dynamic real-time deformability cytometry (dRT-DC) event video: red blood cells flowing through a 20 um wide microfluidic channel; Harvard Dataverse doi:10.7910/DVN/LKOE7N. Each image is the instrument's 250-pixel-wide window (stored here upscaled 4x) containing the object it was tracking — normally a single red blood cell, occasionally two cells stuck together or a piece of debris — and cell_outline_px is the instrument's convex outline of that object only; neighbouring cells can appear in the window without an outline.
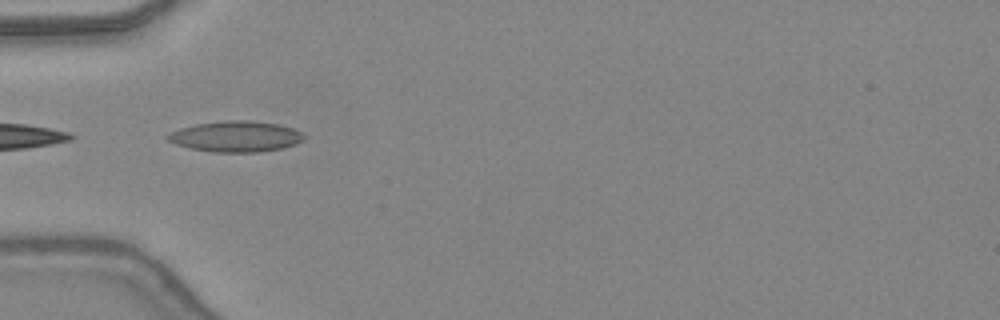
{"species": "common noctule bat (a hibernating species)", "species_latin": "Nyctalus noctula", "temperature_condition": "warm", "stored_images_in_passage": 5, "camera_frame_rate_fps": 3000, "um_per_image_px": 0.085, "animal": {"sex": "female", "body_mass_g": 24.6, "forearm_length_mm": 56.2}, "frame": {"image": 1, "passage_image": 1, "time_ms": 0.0, "image_size_px": [1000, 320], "cell_outline_px": [[304, 140], [296, 144], [284, 148], [256, 152], [212, 152], [188, 148], [176, 144], [168, 140], [164, 136], [180, 128], [196, 124], [224, 120], [248, 120], [276, 124], [292, 128], [300, 132], [304, 136]], "centroid_in_image_um": [20.03, 11.6], "position_along_channel_um": 65.0, "area_um2": 24.45}}